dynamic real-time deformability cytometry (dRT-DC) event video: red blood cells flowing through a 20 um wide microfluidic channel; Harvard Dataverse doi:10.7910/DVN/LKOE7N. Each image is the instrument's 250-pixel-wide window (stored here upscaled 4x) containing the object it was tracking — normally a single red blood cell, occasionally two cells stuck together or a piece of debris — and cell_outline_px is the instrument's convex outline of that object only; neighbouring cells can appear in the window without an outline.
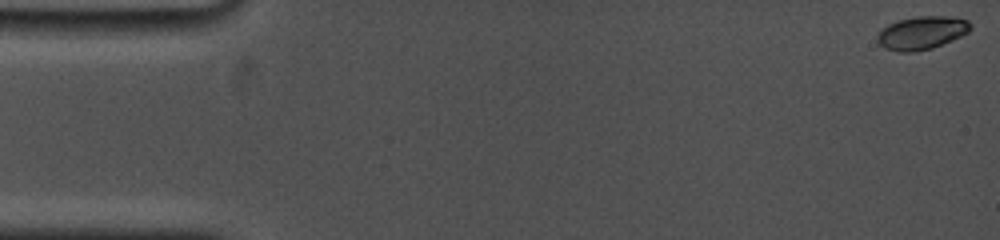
{"species": "common noctule bat (a hibernating species)", "species_latin": "Nyctalus noctula", "temperature_condition": "cold", "stored_images_in_passage": 85, "camera_frame_rate_fps": 5000, "um_per_image_px": 0.085, "animal": {"sex": "female", "body_mass_g": 19.0, "forearm_length_mm": 53.3}, "frame": {"image": 1, "passage_image": 1, "time_ms": 0.0, "image_size_px": [1000, 240], "cell_outline_px": [[972, 28], [968, 32], [952, 40], [932, 48], [912, 52], [900, 52], [884, 48], [876, 40], [876, 36], [888, 24], [900, 20], [916, 16], [952, 16], [968, 20], [972, 24]], "centroid_in_image_um": [78.37, 2.78], "position_along_channel_um": 6.6, "area_um2": 17.98}}
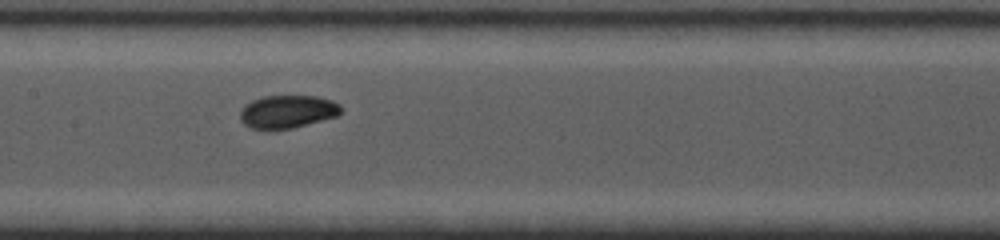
{"frame": {"image": 2, "passage_image": 43, "time_ms": 8.4, "image_size_px": [1000, 240], "cell_outline_px": [[344, 108], [336, 116], [292, 128], [252, 128], [244, 124], [240, 120], [240, 112], [244, 104], [252, 100], [264, 96], [316, 96], [332, 100], [340, 104]], "centroid_in_image_um": [24.44, 9.46], "position_along_channel_um": 183.0, "area_um2": 19.19}}
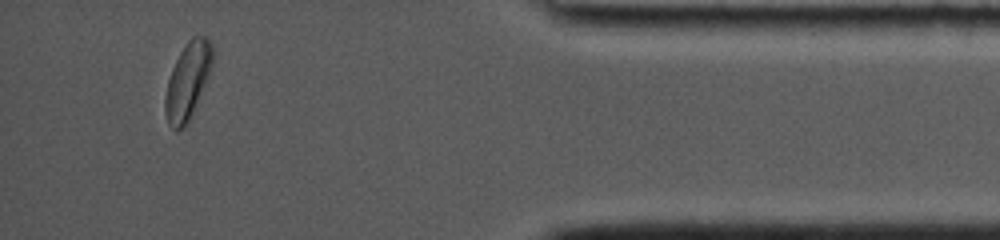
{"frame": {"image": 3, "passage_image": 79, "time_ms": 15.6, "image_size_px": [1000, 240], "cell_outline_px": [[216, 56], [208, 76], [192, 112], [184, 128], [176, 132], [168, 124], [164, 112], [164, 96], [168, 80], [172, 68], [180, 52], [188, 40], [192, 36], [204, 36], [212, 44], [216, 52]], "centroid_in_image_um": [15.95, 6.85], "position_along_channel_um": 419.2, "area_um2": 21.21}, "authors_computed_cell_mechanics": {"area_um2": 19.2474, "velocity_mm_per_s": 3.7234, "shape_relaxation_time_tau1_ms": 3.6943, "shape_relaxation_time_tau2_ms": 5.1289, "deformation_change_tau1": 0.1279, "deformation_change_tau2": 0.0662}}